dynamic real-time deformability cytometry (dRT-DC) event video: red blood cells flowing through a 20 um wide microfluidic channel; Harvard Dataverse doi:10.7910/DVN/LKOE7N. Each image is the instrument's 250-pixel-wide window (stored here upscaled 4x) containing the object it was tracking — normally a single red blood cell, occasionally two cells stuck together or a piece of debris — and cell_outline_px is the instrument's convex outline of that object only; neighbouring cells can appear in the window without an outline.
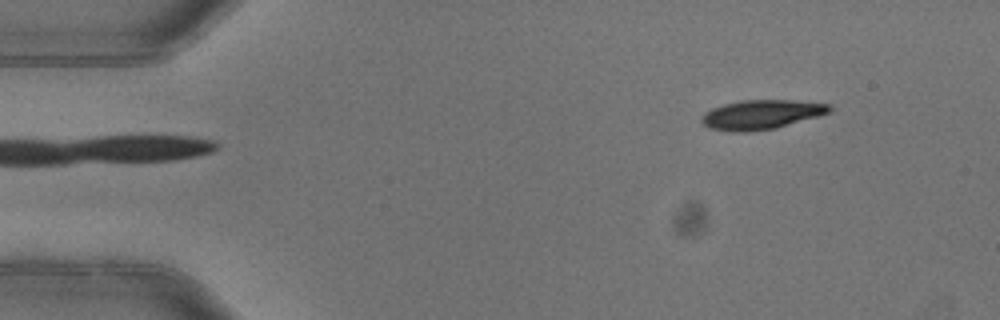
{"species": "common noctule bat (a hibernating species)", "species_latin": "Nyctalus noctula", "temperature_condition": "warm", "stored_images_in_passage": 4, "camera_frame_rate_fps": 3000, "um_per_image_px": 0.085, "animal": {"sex": "female"}, "frame": {"image": 1, "passage_image": 4, "time_ms": 1.0, "image_size_px": [1000, 320], "cell_outline_px": [[832, 108], [828, 112], [816, 116], [776, 128], [748, 132], [732, 132], [708, 128], [700, 120], [700, 116], [704, 112], [712, 108], [724, 104], [740, 100], [788, 100], [828, 104]], "centroid_in_image_um": [64.62, 9.74], "position_along_channel_um": 20.4, "area_um2": 21.73}}